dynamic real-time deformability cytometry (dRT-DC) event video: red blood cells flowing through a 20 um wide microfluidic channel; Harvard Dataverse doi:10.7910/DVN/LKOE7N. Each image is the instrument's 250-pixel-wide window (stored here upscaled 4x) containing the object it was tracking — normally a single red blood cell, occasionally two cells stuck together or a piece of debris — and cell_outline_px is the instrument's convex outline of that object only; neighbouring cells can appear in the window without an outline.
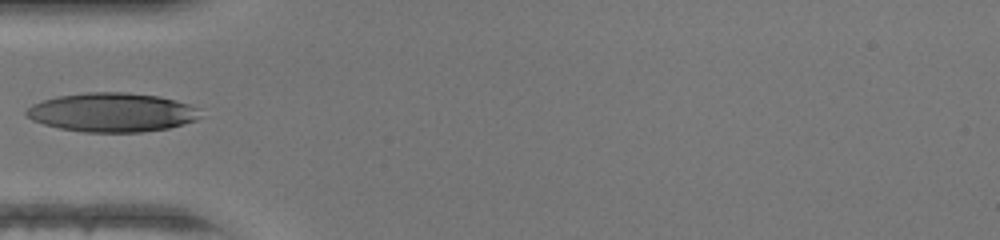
{"species": "human", "species_latin": "Homo sapiens", "temperature_condition": "warm", "stored_images_in_passage": 6, "camera_frame_rate_fps": 3000, "um_per_image_px": 0.085, "donor": {"sex": "female"}, "frame": {"image": 1, "passage_image": 1, "time_ms": 0.0, "image_size_px": [1000, 240], "cell_outline_px": [[200, 108], [196, 120], [184, 124], [168, 128], [140, 132], [84, 132], [60, 128], [44, 124], [32, 120], [24, 112], [32, 104], [56, 96], [88, 92], [128, 92], [160, 96], [176, 100]], "centroid_in_image_um": [9.52, 9.54], "position_along_channel_um": 75.5, "area_um2": 39.54}}